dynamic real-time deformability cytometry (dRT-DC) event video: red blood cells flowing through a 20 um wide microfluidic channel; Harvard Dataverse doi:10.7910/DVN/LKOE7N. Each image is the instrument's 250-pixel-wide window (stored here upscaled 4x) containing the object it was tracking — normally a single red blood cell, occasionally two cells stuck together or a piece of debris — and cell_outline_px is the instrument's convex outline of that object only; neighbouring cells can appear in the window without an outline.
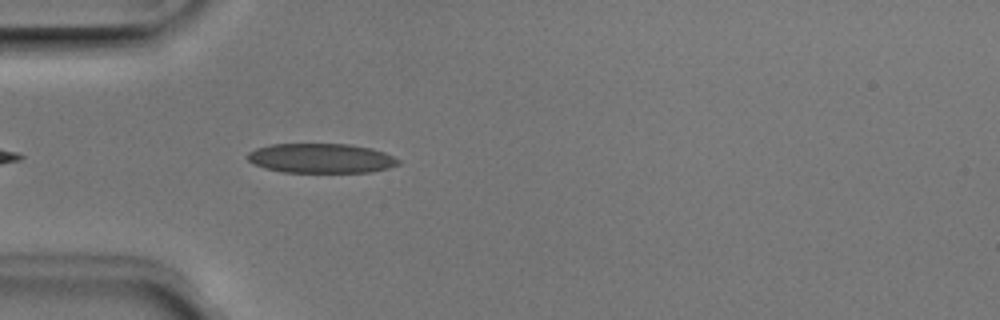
{"species": "Egyptian fruit bat (a non-hibernating species)", "species_latin": "Rousettus aegyptiacus", "temperature_condition": "room temperature", "stored_images_in_passage": 4, "camera_frame_rate_fps": 3000, "um_per_image_px": 0.085, "animal": {"sex": "male"}, "frame": {"image": 1, "passage_image": 4, "time_ms": 1.0, "image_size_px": [1000, 320], "cell_outline_px": [[400, 164], [388, 168], [368, 172], [284, 172], [264, 168], [248, 160], [248, 152], [256, 148], [272, 144], [348, 144], [372, 148], [384, 152], [400, 160]], "centroid_in_image_um": [27.3, 13.45], "position_along_channel_um": 57.7, "area_um2": 25.89}}